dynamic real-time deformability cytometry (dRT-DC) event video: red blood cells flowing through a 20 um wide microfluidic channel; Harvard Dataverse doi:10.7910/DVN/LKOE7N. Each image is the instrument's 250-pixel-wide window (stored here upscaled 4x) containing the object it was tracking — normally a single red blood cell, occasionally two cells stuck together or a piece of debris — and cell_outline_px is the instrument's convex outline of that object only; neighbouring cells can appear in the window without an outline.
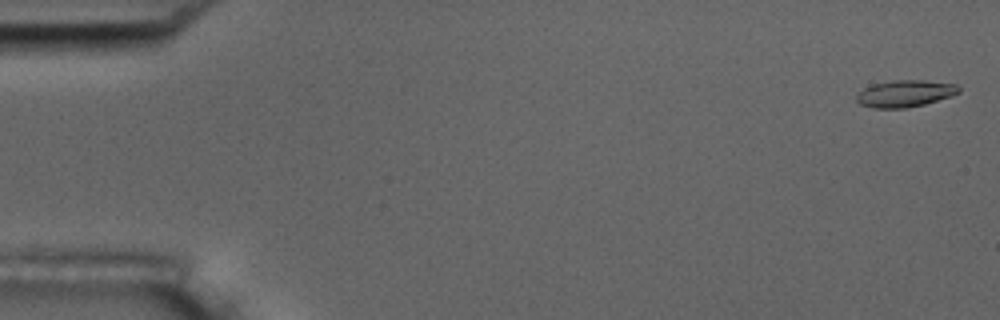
{"species": "common noctule bat (a hibernating species)", "species_latin": "Nyctalus noctula", "temperature_condition": "room temperature", "stored_images_in_passage": 15, "camera_frame_rate_fps": 3000, "um_per_image_px": 0.085, "animal": {"sex": "male", "body_mass_g": 17.5, "forearm_length_mm": 52.3}, "frame": {"image": 1, "passage_image": 1, "time_ms": 0.0, "image_size_px": [1000, 320], "cell_outline_px": [[960, 92], [952, 96], [924, 104], [904, 108], [872, 108], [860, 104], [856, 100], [856, 96], [864, 88], [872, 84], [892, 80], [920, 80], [956, 84], [960, 88]], "centroid_in_image_um": [76.92, 7.95], "position_along_channel_um": 8.1, "area_um2": 15.95}}
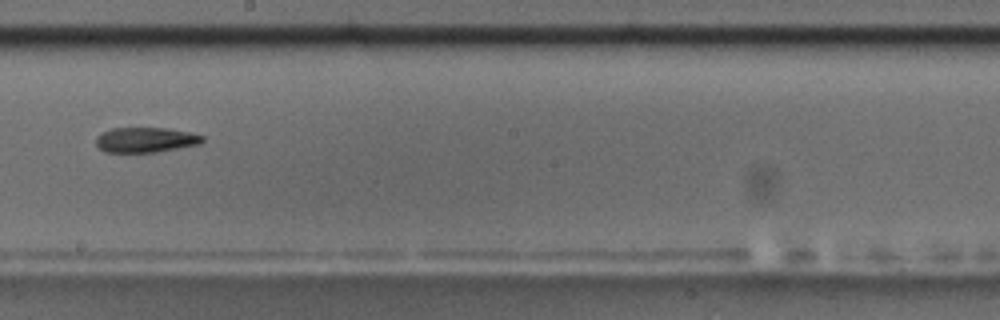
{"frame": {"image": 2, "passage_image": 9, "time_ms": 10.0, "image_size_px": [1000, 320], "cell_outline_px": [[204, 140], [200, 144], [156, 152], [104, 152], [96, 144], [96, 136], [100, 132], [112, 128], [164, 128], [188, 132], [204, 136]], "centroid_in_image_um": [12.35, 11.88], "position_along_channel_um": 235.9, "area_um2": 15.55}}
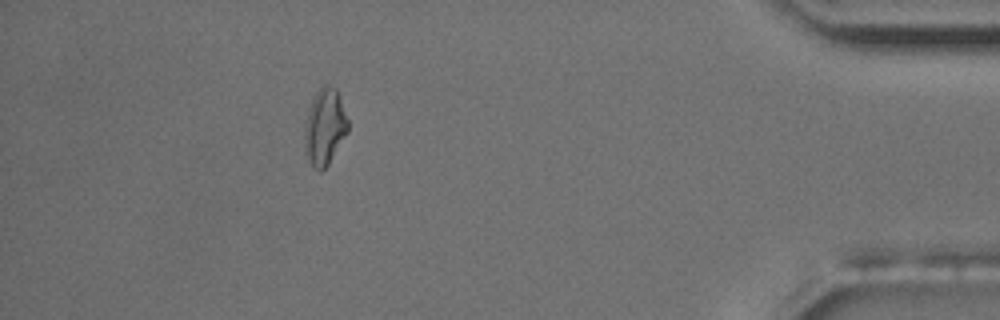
{"frame": {"image": 3, "passage_image": 14, "time_ms": 16.0, "image_size_px": [1000, 320], "cell_outline_px": [[348, 132], [328, 164], [320, 172], [308, 160], [304, 148], [304, 128], [308, 112], [312, 100], [316, 92], [324, 84], [336, 88], [348, 120]], "centroid_in_image_um": [27.6, 10.79], "position_along_channel_um": 407.6, "area_um2": 19.07}, "authors_computed_cell_mechanics": {"area_um2": 15.895, "velocity_mm_per_s": 3.7008, "shape_relaxation_time_tau1_ms": null, "shape_relaxation_time_tau2_ms": 8.9131, "deformation_change_tau1": null, "deformation_change_tau2": 0.1858}}